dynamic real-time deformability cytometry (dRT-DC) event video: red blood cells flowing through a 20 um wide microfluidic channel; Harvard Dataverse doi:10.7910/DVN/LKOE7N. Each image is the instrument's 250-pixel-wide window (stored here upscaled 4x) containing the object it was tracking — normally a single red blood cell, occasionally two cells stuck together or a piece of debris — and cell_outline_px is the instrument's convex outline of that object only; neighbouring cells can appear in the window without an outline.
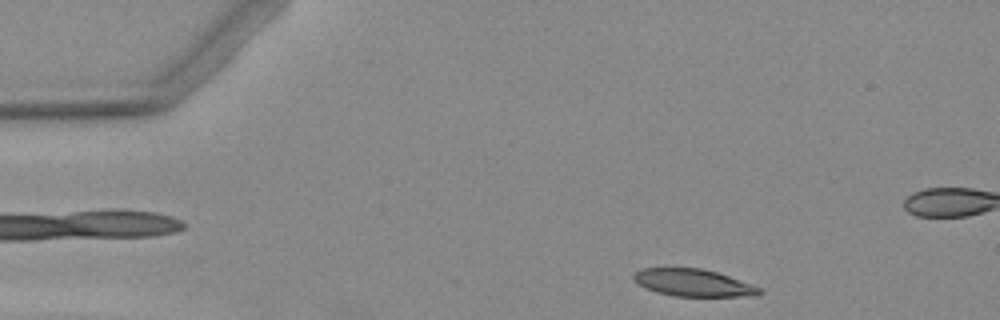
{"species": "Egyptian fruit bat (a non-hibernating species)", "species_latin": "Rousettus aegyptiacus", "temperature_condition": "warm", "stored_images_in_passage": 3, "camera_frame_rate_fps": 3000, "um_per_image_px": 0.085, "animal": {"sex": "female"}, "frame": {"image": 1, "passage_image": 3, "time_ms": 2.333, "image_size_px": [1000, 320], "cell_outline_px": [[764, 292], [756, 296], [676, 296], [656, 292], [640, 284], [632, 276], [640, 268], [700, 268], [716, 272], [752, 284], [760, 288]], "centroid_in_image_um": [58.97, 24.03], "position_along_channel_um": 26.0, "area_um2": 19.71}}